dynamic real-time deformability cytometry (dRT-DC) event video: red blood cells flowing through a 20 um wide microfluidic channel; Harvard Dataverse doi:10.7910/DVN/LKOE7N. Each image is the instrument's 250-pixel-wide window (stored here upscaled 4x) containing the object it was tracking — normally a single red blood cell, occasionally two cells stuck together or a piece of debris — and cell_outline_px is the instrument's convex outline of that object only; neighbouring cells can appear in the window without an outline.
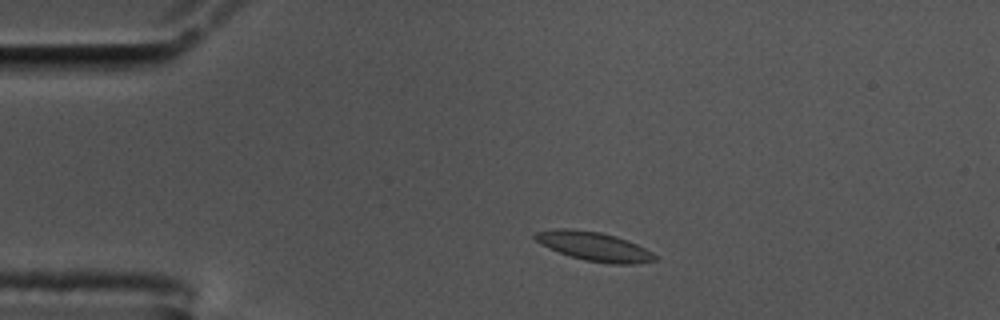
{"species": "common noctule bat (a hibernating species)", "species_latin": "Nyctalus noctula", "temperature_condition": "cold", "stored_images_in_passage": 13, "camera_frame_rate_fps": 3000, "um_per_image_px": 0.085, "animal": {"sex": "male", "body_mass_g": 17.5, "forearm_length_mm": 52.3}, "frame": {"image": 1, "passage_image": 7, "time_ms": 2.0, "image_size_px": [1000, 320], "cell_outline_px": [[656, 260], [632, 264], [608, 264], [584, 260], [560, 252], [536, 240], [532, 236], [536, 232], [556, 228], [568, 228], [600, 232], [616, 236], [628, 240], [652, 252], [656, 256]], "centroid_in_image_um": [50.52, 20.94], "position_along_channel_um": 34.5, "area_um2": 19.94}}
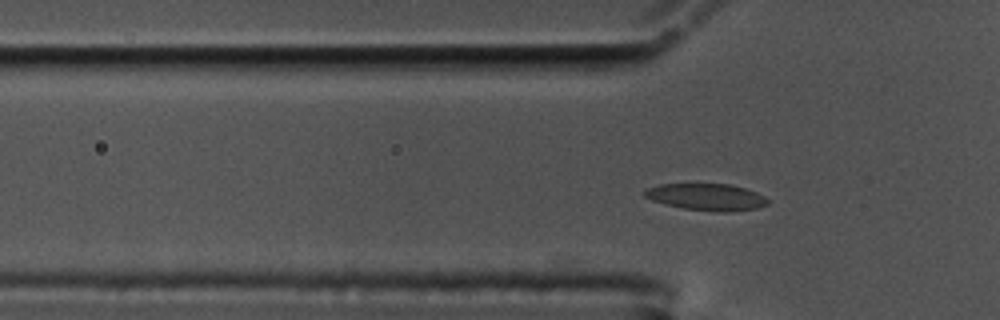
{"frame": {"image": 2, "passage_image": 13, "time_ms": 4.0, "image_size_px": [1000, 320], "cell_outline_px": [[768, 204], [756, 208], [728, 212], [720, 212], [684, 208], [664, 204], [652, 200], [644, 196], [644, 192], [648, 188], [660, 184], [732, 184], [756, 192], [764, 196], [768, 200]], "centroid_in_image_um": [60.06, 16.74], "position_along_channel_um": 65.7, "area_um2": 19.07}}